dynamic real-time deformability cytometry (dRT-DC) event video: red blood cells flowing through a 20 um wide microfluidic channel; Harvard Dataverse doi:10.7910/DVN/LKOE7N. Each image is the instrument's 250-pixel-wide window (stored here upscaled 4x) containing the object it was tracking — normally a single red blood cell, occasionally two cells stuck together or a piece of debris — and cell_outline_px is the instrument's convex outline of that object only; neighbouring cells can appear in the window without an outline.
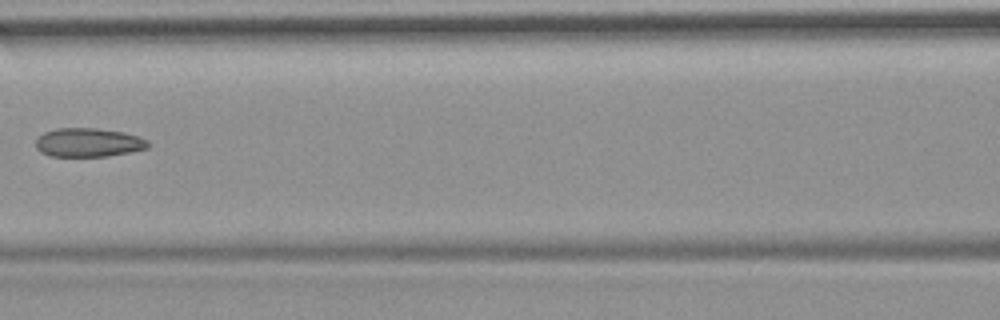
{"species": "common noctule bat (a hibernating species)", "species_latin": "Nyctalus noctula", "temperature_condition": "room temperature", "stored_images_in_passage": 7, "camera_frame_rate_fps": 3000, "um_per_image_px": 0.085, "animal": {"sex": "female", "body_mass_g": 19.9}, "frame": {"image": 1, "passage_image": 7, "time_ms": 7.667, "image_size_px": [1000, 320], "cell_outline_px": [[152, 144], [148, 148], [128, 152], [104, 156], [52, 156], [40, 152], [36, 148], [36, 140], [44, 132], [56, 128], [96, 128], [124, 132], [148, 140]], "centroid_in_image_um": [7.52, 12.1], "position_along_channel_um": 159.1, "area_um2": 18.79}}